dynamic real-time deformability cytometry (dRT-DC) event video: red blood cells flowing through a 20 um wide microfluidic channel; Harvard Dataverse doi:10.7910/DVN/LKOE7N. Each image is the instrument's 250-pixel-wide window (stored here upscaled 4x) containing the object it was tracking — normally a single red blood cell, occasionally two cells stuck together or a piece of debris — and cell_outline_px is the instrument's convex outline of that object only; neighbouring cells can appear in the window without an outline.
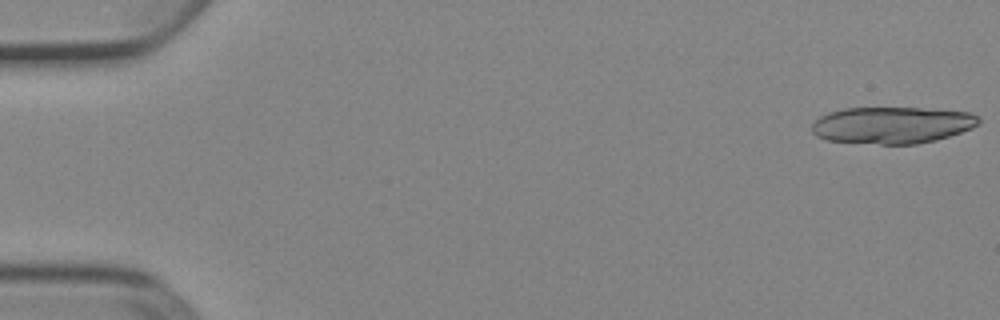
{"species": "Egyptian fruit bat (a non-hibernating species)", "species_latin": "Rousettus aegyptiacus", "temperature_condition": "cold", "stored_images_in_passage": 18, "camera_frame_rate_fps": 3000, "um_per_image_px": 0.085, "animal": {"sex": "female"}, "frame": {"image": 1, "passage_image": 1, "time_ms": 0.0, "image_size_px": [1000, 320], "cell_outline_px": [[980, 124], [972, 128], [936, 140], [916, 144], [880, 144], [828, 140], [816, 136], [812, 132], [812, 124], [820, 116], [828, 112], [844, 108], [920, 108], [972, 112], [980, 116]], "centroid_in_image_um": [75.85, 10.63], "position_along_channel_um": 9.1, "area_um2": 35.84}}